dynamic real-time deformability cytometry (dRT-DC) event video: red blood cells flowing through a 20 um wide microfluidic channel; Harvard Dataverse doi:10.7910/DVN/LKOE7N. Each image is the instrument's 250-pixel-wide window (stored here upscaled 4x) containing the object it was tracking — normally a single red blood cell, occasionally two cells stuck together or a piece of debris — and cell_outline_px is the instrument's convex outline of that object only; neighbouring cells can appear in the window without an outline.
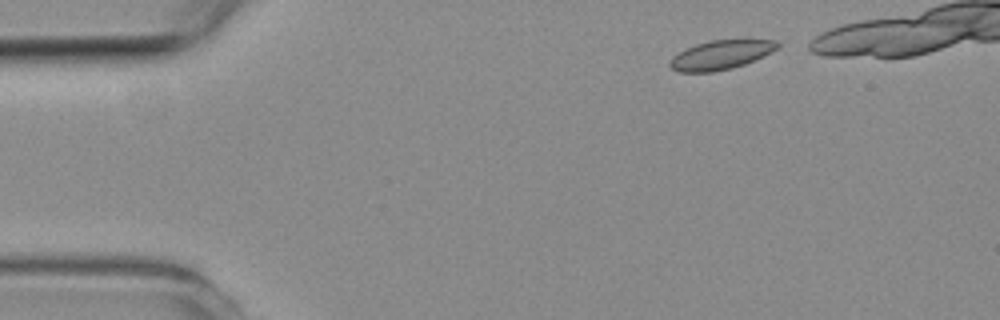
{"species": "common noctule bat (a hibernating species)", "species_latin": "Nyctalus noctula", "temperature_condition": "room temperature", "stored_images_in_passage": 4, "camera_frame_rate_fps": 3000, "um_per_image_px": 0.085, "animal": {"sex": "female", "body_mass_g": 19.3, "forearm_length_mm": 54.1}, "frame": {"image": 1, "passage_image": 1, "time_ms": 0.0, "image_size_px": [1000, 320], "cell_outline_px": [[780, 44], [772, 52], [744, 64], [732, 68], [712, 72], [680, 72], [672, 68], [668, 64], [672, 56], [696, 44], [712, 40], [776, 40]], "centroid_in_image_um": [61.25, 4.67], "position_along_channel_um": 23.7, "area_um2": 17.98}}